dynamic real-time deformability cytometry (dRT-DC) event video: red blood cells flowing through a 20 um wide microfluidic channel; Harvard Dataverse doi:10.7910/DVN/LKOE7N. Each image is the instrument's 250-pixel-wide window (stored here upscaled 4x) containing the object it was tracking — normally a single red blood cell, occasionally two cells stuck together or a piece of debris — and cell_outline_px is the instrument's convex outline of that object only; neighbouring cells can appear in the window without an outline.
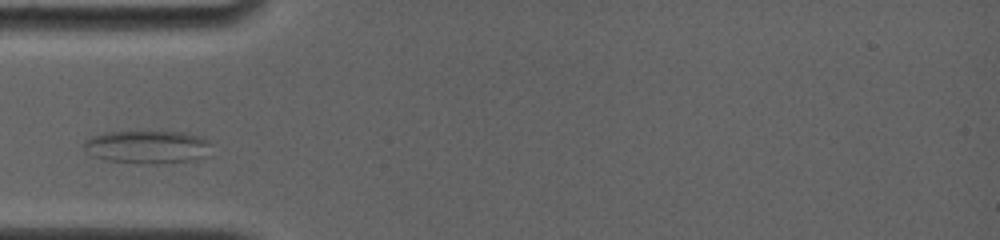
{"species": "common noctule bat (a hibernating species)", "species_latin": "Nyctalus noctula", "temperature_condition": "room temperature", "stored_images_in_passage": 4, "camera_frame_rate_fps": 4000, "um_per_image_px": 0.085, "animal": {"sex": "female", "body_mass_g": 19.0, "forearm_length_mm": 56.7}, "frame": {"image": 1, "passage_image": 1, "time_ms": 0.0, "image_size_px": [1000, 240], "cell_outline_px": [[212, 144], [204, 156], [192, 160], [156, 164], [152, 164], [108, 160], [84, 152], [80, 144], [88, 136], [104, 132], [184, 132], [204, 136]], "centroid_in_image_um": [12.47, 12.47], "position_along_channel_um": 72.5, "area_um2": 24.74}}
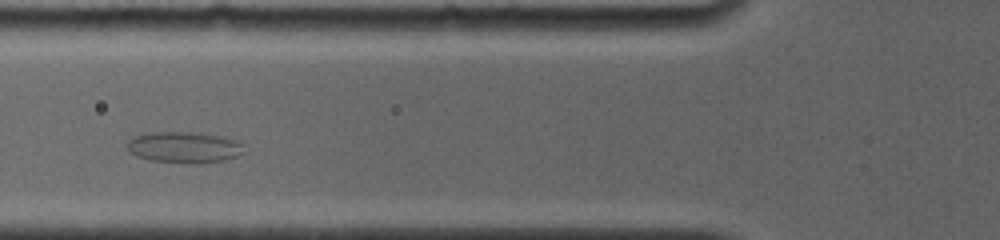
{"frame": {"image": 2, "passage_image": 2, "time_ms": 0.25, "image_size_px": [1000, 240], "cell_outline_px": [[244, 144], [240, 152], [236, 156], [224, 160], [200, 164], [152, 160], [136, 156], [128, 152], [128, 140], [136, 136], [148, 132], [200, 132], [224, 136], [236, 140]], "centroid_in_image_um": [15.65, 12.5], "position_along_channel_um": 110.1, "area_um2": 21.27}}
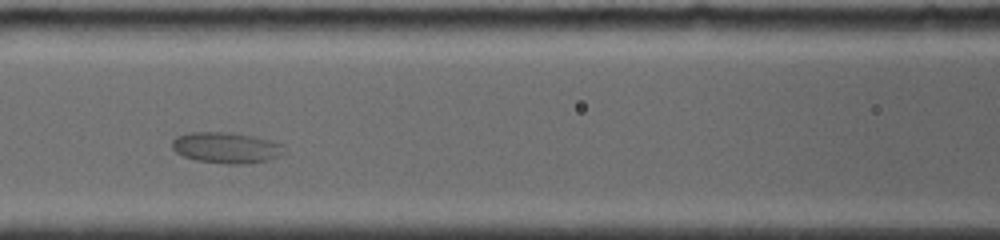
{"frame": {"image": 3, "passage_image": 3, "time_ms": 0.5, "image_size_px": [1000, 240], "cell_outline_px": [[288, 152], [280, 156], [268, 160], [240, 164], [224, 164], [196, 160], [184, 156], [176, 152], [172, 148], [172, 140], [176, 136], [192, 132], [232, 132], [252, 136], [284, 144]], "centroid_in_image_um": [19.27, 12.55], "position_along_channel_um": 147.3, "area_um2": 20.4}}